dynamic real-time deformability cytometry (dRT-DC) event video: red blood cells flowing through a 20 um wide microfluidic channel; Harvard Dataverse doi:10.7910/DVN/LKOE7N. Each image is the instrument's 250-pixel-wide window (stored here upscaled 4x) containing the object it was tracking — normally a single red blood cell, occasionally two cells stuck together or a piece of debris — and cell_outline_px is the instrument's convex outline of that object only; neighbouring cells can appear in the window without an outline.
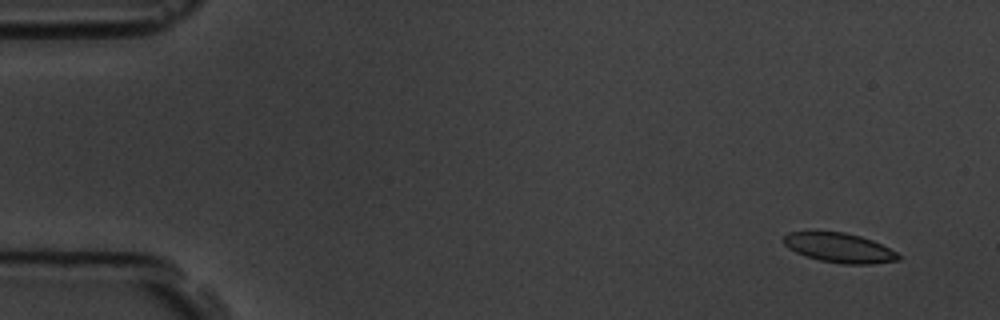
{"species": "common noctule bat (a hibernating species)", "species_latin": "Nyctalus noctula", "temperature_condition": "room temperature", "stored_images_in_passage": 4, "camera_frame_rate_fps": 3000, "um_per_image_px": 0.085, "animal": {"sex": "male", "body_mass_g": 19.5, "forearm_length_mm": 54.6}, "frame": {"image": 1, "passage_image": 1, "time_ms": 0.0, "image_size_px": [1000, 320], "cell_outline_px": [[900, 260], [872, 264], [840, 264], [820, 260], [796, 252], [788, 248], [784, 244], [784, 236], [788, 232], [844, 232], [860, 236], [872, 240], [896, 252], [900, 256]], "centroid_in_image_um": [71.35, 21.07], "position_along_channel_um": 13.6, "area_um2": 19.54}}